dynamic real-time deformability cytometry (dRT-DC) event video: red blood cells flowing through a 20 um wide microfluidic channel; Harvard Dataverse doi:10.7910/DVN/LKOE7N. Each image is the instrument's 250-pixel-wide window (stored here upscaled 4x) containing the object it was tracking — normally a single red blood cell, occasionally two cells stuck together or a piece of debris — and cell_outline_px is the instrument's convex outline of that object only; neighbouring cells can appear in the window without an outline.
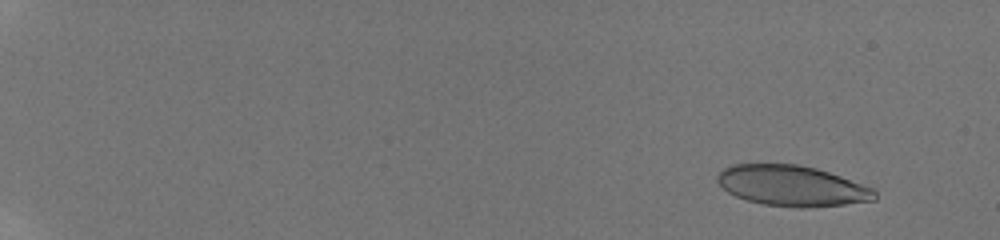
{"species": "human", "species_latin": "Homo sapiens", "temperature_condition": "room temperature", "stored_images_in_passage": 34, "camera_frame_rate_fps": 3000, "um_per_image_px": 0.085, "donor": {"sex": "male"}, "frame": {"image": 1, "passage_image": 2, "time_ms": 0.667, "image_size_px": [1000, 240], "cell_outline_px": [[876, 200], [844, 204], [804, 208], [800, 208], [764, 204], [748, 200], [736, 196], [728, 192], [716, 180], [716, 176], [724, 168], [732, 164], [796, 164], [816, 168], [840, 176], [872, 188], [876, 192]], "centroid_in_image_um": [67.3, 15.79], "position_along_channel_um": 17.7, "area_um2": 36.93}}
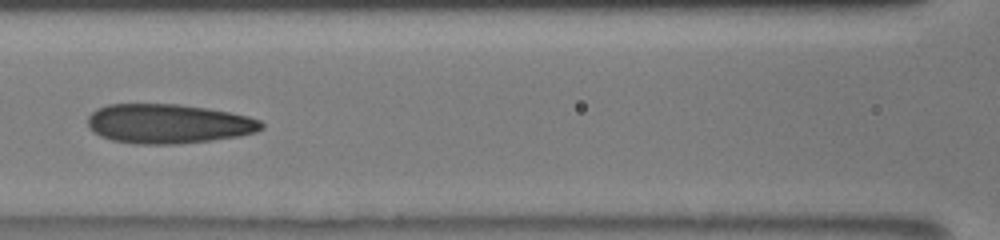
{"frame": {"image": 2, "passage_image": 17, "time_ms": 9.0, "image_size_px": [1000, 240], "cell_outline_px": [[264, 128], [256, 132], [240, 136], [212, 140], [176, 144], [136, 144], [112, 140], [100, 136], [92, 132], [88, 128], [88, 116], [96, 108], [108, 104], [176, 104], [208, 108], [248, 116], [260, 120], [264, 124]], "centroid_in_image_um": [14.29, 10.52], "position_along_channel_um": 152.3, "area_um2": 40.17}}
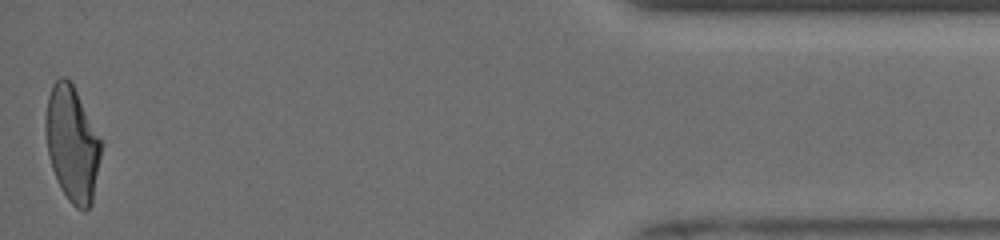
{"frame": {"image": 3, "passage_image": 34, "time_ms": 17.667, "image_size_px": [1000, 240], "cell_outline_px": [[100, 156], [92, 204], [84, 212], [76, 208], [68, 200], [60, 188], [56, 180], [48, 156], [44, 128], [44, 120], [48, 96], [52, 84], [60, 76], [64, 76], [72, 84], [100, 140]], "centroid_in_image_um": [6.08, 12.27], "position_along_channel_um": 429.1, "area_um2": 36.88}, "authors_computed_cell_mechanics": {"area_um2": 38.2636, "velocity_mm_per_s": 3.9169, "shape_relaxation_time_tau1_ms": 6.5149, "shape_relaxation_time_tau2_ms": 1.4435, "deformation_change_tau1": 0.2039, "deformation_change_tau2": 0.0887}}